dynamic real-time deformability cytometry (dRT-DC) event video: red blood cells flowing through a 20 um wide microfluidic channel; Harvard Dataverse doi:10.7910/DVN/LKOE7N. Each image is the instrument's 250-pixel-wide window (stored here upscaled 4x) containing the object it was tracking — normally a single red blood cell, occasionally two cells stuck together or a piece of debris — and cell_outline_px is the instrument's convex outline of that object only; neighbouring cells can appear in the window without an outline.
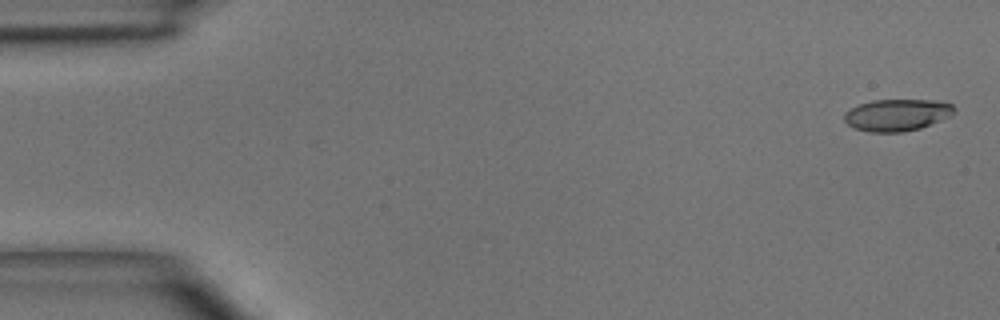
{"species": "common noctule bat (a hibernating species)", "species_latin": "Nyctalus noctula", "temperature_condition": "room temperature", "stored_images_in_passage": 5, "camera_frame_rate_fps": 3000, "um_per_image_px": 0.085, "animal": {"sex": "male", "body_mass_g": 15.6}, "frame": {"image": 1, "passage_image": 1, "time_ms": 0.0, "image_size_px": [1000, 320], "cell_outline_px": [[956, 108], [948, 116], [940, 120], [920, 128], [904, 132], [868, 132], [856, 128], [848, 124], [844, 120], [844, 112], [860, 104], [872, 100], [932, 100], [952, 104]], "centroid_in_image_um": [76.22, 9.77], "position_along_channel_um": 8.8, "area_um2": 20.17}}
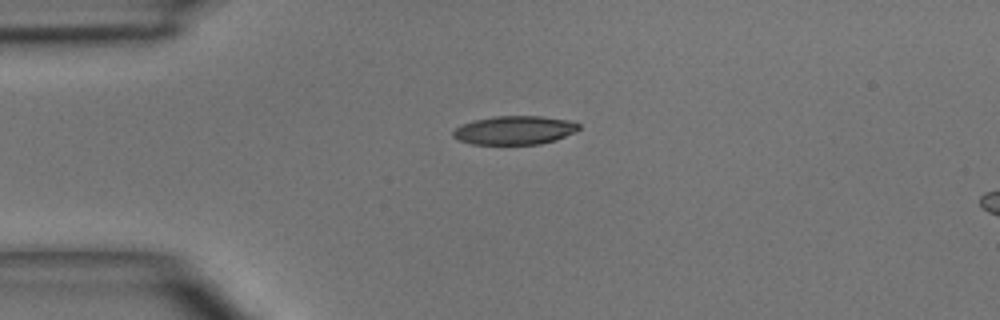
{"frame": {"image": 2, "passage_image": 4, "time_ms": 3.333, "image_size_px": [1000, 320], "cell_outline_px": [[580, 128], [576, 132], [556, 140], [540, 144], [472, 144], [460, 140], [452, 136], [452, 132], [456, 128], [472, 120], [492, 116], [540, 116], [568, 120], [580, 124]], "centroid_in_image_um": [43.76, 11.06], "position_along_channel_um": 41.2, "area_um2": 21.04}}